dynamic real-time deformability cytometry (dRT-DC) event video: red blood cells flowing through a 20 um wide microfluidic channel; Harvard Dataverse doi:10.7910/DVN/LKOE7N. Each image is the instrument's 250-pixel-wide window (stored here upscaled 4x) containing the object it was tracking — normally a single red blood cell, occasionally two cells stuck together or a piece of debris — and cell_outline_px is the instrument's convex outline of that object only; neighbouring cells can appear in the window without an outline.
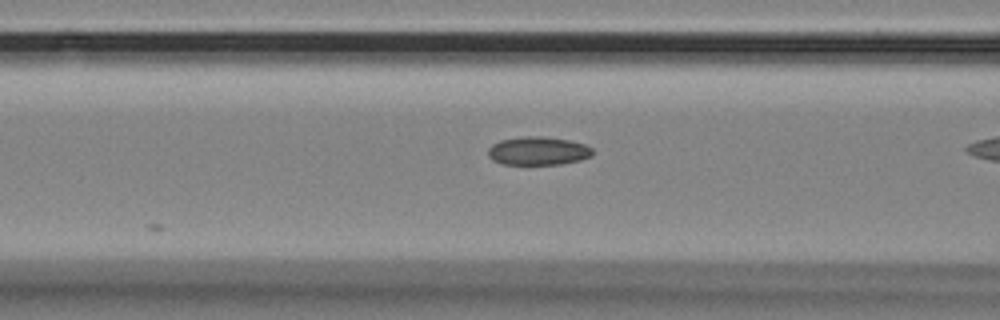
{"species": "Egyptian fruit bat (a non-hibernating species)", "species_latin": "Rousettus aegyptiacus", "temperature_condition": "room temperature", "stored_images_in_passage": 8, "camera_frame_rate_fps": 3000, "um_per_image_px": 0.085, "animal": {"sex": "female"}, "frame": {"image": 1, "passage_image": 7, "time_ms": 2.0, "image_size_px": [1000, 320], "cell_outline_px": [[592, 156], [580, 160], [560, 164], [500, 164], [492, 160], [488, 156], [488, 148], [492, 144], [500, 140], [524, 136], [544, 136], [568, 140], [584, 144], [592, 148]], "centroid_in_image_um": [45.71, 12.82], "position_along_channel_um": 120.9, "area_um2": 17.34}}